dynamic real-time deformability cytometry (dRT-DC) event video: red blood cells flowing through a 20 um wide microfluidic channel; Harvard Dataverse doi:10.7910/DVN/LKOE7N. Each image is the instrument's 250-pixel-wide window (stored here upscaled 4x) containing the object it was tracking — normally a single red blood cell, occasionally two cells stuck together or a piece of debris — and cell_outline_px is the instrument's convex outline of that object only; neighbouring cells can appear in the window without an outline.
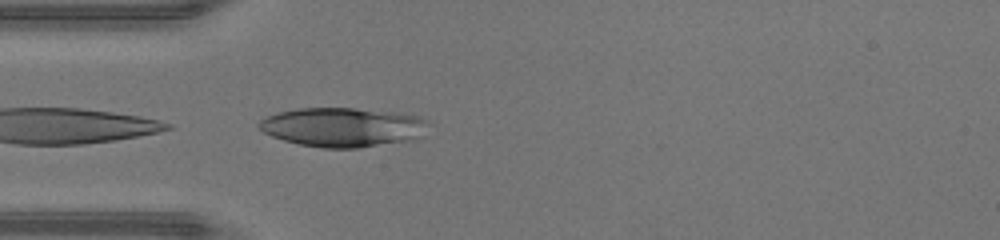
{"species": "human", "species_latin": "Homo sapiens", "temperature_condition": "warm", "stored_images_in_passage": 7, "camera_frame_rate_fps": 3000, "um_per_image_px": 0.085, "donor": {"sex": "male"}, "frame": {"image": 1, "passage_image": 7, "time_ms": 2.0, "image_size_px": [1000, 240], "cell_outline_px": [[428, 124], [412, 140], [360, 148], [324, 148], [300, 144], [284, 140], [272, 136], [264, 132], [256, 124], [260, 120], [268, 116], [280, 112], [296, 108], [352, 108], [392, 112], [420, 116], [428, 120]], "centroid_in_image_um": [29.1, 10.81], "position_along_channel_um": 55.9, "area_um2": 38.38}}